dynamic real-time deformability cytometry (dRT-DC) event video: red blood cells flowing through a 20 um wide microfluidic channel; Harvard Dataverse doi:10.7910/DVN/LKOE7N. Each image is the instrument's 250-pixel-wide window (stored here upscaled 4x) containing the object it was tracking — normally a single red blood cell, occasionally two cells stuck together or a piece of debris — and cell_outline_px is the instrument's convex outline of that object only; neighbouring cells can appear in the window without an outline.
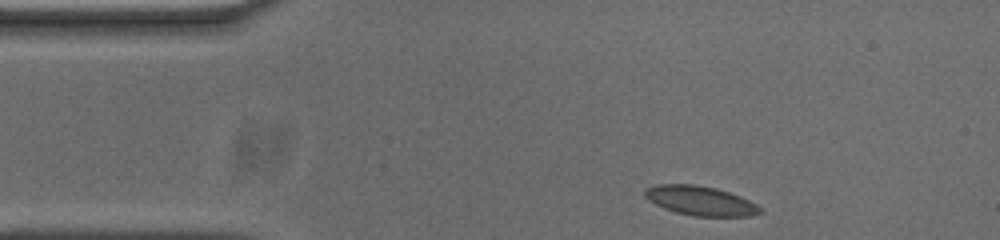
{"species": "common noctule bat (a hibernating species)", "species_latin": "Nyctalus noctula", "temperature_condition": "cold", "stored_images_in_passage": 48, "camera_frame_rate_fps": 3000, "um_per_image_px": 0.085, "animal": {"sex": "male", "body_mass_g": 20.0, "forearm_length_mm": 53.3}, "frame": {"image": 1, "passage_image": 1, "time_ms": 0.0, "image_size_px": [1000, 240], "cell_outline_px": [[764, 212], [752, 216], [692, 216], [676, 212], [664, 208], [648, 200], [644, 196], [644, 192], [648, 188], [656, 184], [696, 184], [716, 188], [740, 196], [756, 204]], "centroid_in_image_um": [59.54, 17.06], "position_along_channel_um": 25.5, "area_um2": 19.71}}
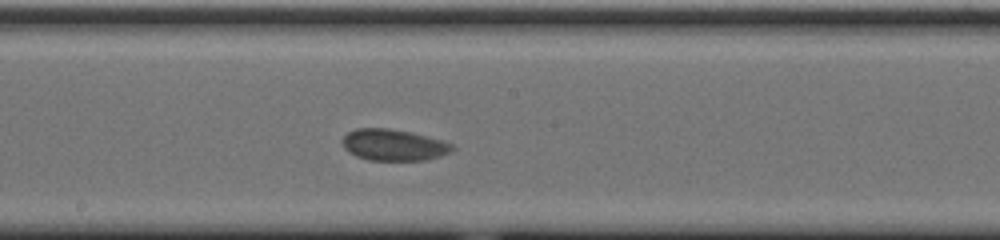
{"frame": {"image": 2, "passage_image": 21, "time_ms": 6.667, "image_size_px": [1000, 240], "cell_outline_px": [[456, 148], [452, 152], [428, 160], [368, 160], [356, 156], [348, 152], [344, 148], [340, 140], [348, 132], [356, 128], [388, 128], [408, 132], [444, 140], [452, 144]], "centroid_in_image_um": [33.46, 12.32], "position_along_channel_um": 214.7, "area_um2": 20.29}}
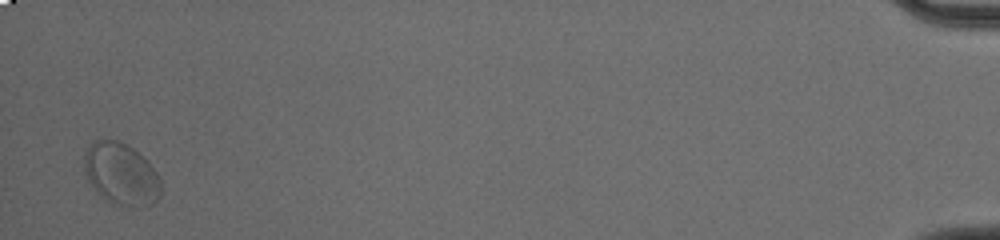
{"frame": {"image": 3, "passage_image": 47, "time_ms": 15.333, "image_size_px": [1000, 240], "cell_outline_px": [[160, 196], [152, 204], [136, 208], [112, 204], [100, 196], [96, 192], [88, 180], [84, 164], [84, 156], [88, 148], [96, 140], [116, 140], [132, 148], [156, 172], [160, 180]], "centroid_in_image_um": [10.28, 14.84], "position_along_channel_um": 424.9, "area_um2": 27.34}, "authors_computed_cell_mechanics": {"area_um2": 19.9988, "velocity_mm_per_s": 3.5806, "shape_relaxation_time_tau1_ms": 3.9974, "shape_relaxation_time_tau2_ms": null, "deformation_change_tau1": 0.0679, "deformation_change_tau2": null}}